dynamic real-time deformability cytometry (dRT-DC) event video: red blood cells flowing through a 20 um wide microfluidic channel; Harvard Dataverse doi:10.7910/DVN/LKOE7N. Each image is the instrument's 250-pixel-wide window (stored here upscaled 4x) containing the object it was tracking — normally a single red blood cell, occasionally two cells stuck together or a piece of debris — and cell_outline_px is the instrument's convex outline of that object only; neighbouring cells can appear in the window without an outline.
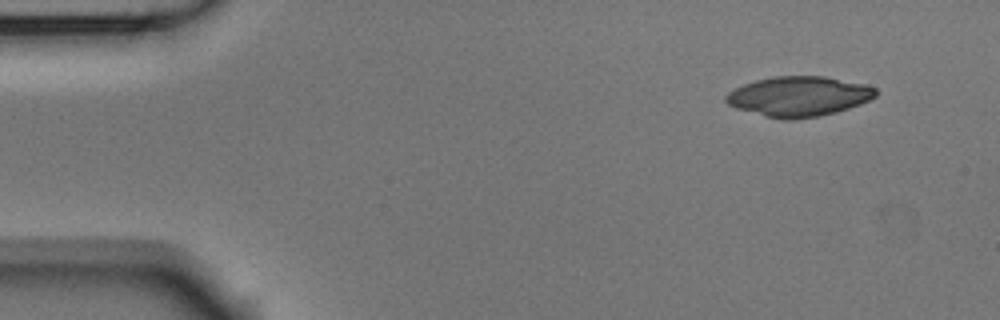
{"species": "Egyptian fruit bat (a non-hibernating species)", "species_latin": "Rousettus aegyptiacus", "temperature_condition": "room temperature", "stored_images_in_passage": 3, "camera_frame_rate_fps": 3000, "um_per_image_px": 0.085, "animal": {"sex": "male"}, "frame": {"image": 1, "passage_image": 1, "time_ms": 0.0, "image_size_px": [1000, 320], "cell_outline_px": [[876, 96], [860, 104], [836, 112], [820, 116], [784, 120], [736, 108], [728, 104], [724, 100], [724, 96], [728, 92], [744, 84], [756, 80], [776, 76], [824, 76], [864, 84], [876, 88]], "centroid_in_image_um": [67.89, 8.19], "position_along_channel_um": 17.1, "area_um2": 34.56}}